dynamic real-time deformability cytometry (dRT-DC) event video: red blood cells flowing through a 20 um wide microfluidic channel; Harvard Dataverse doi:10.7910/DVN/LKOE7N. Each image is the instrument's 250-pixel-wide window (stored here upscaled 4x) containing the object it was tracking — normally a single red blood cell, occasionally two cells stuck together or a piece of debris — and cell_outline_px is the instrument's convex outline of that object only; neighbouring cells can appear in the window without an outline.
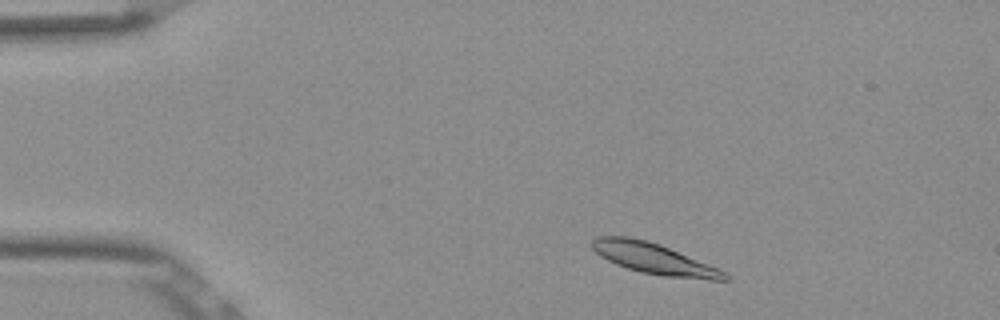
{"species": "Egyptian fruit bat (a non-hibernating species)", "species_latin": "Rousettus aegyptiacus", "temperature_condition": "room temperature", "stored_images_in_passage": 48, "camera_frame_rate_fps": 3000, "um_per_image_px": 0.085, "frame": {"image": 1, "passage_image": 4, "time_ms": 1.0, "image_size_px": [1000, 320], "cell_outline_px": [[732, 280], [708, 280], [664, 276], [640, 272], [616, 264], [600, 256], [592, 248], [592, 240], [596, 236], [628, 236], [648, 240], [660, 244], [716, 268], [724, 272]], "centroid_in_image_um": [55.55, 21.98], "position_along_channel_um": 29.5, "area_um2": 23.58}}
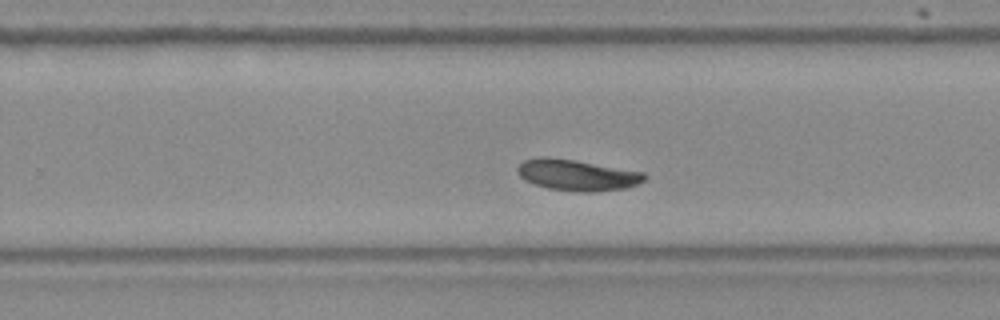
{"frame": {"image": 2, "passage_image": 29, "time_ms": 9.333, "image_size_px": [1000, 320], "cell_outline_px": [[648, 176], [644, 180], [636, 184], [624, 188], [596, 192], [580, 192], [548, 188], [524, 180], [516, 172], [516, 168], [524, 160], [544, 156], [576, 160], [644, 172]], "centroid_in_image_um": [49.04, 14.87], "position_along_channel_um": 280.8, "area_um2": 23.0}}
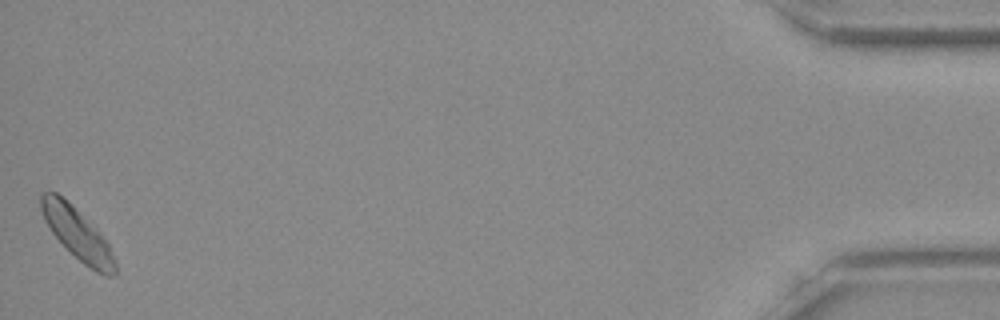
{"frame": {"image": 3, "passage_image": 48, "time_ms": 15.667, "image_size_px": [1000, 320], "cell_outline_px": [[116, 272], [112, 276], [104, 276], [96, 272], [84, 264], [52, 232], [44, 220], [40, 208], [40, 192], [56, 192], [68, 200], [72, 204], [108, 244], [116, 260]], "centroid_in_image_um": [6.56, 19.86], "position_along_channel_um": 428.6, "area_um2": 21.68}, "authors_computed_cell_mechanics": {"area_um2": 22.5131, "velocity_mm_per_s": 3.7806, "shape_relaxation_time_tau1_ms": 2.7141, "shape_relaxation_time_tau2_ms": 3.4522, "deformation_change_tau1": 0.1233, "deformation_change_tau2": 0.0739}}